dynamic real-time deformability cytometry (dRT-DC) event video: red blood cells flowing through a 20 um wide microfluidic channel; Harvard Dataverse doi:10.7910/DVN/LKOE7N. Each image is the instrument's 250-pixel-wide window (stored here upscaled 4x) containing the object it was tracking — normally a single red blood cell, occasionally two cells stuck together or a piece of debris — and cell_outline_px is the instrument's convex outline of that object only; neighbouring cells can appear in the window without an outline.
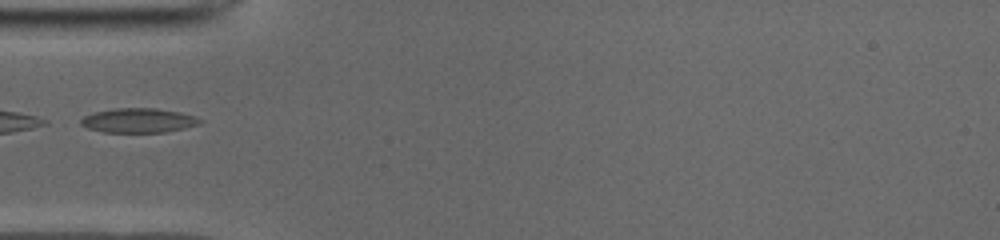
{"species": "common noctule bat (a hibernating species)", "species_latin": "Nyctalus noctula", "temperature_condition": "cold", "stored_images_in_passage": 27, "camera_frame_rate_fps": 3000, "um_per_image_px": 0.085, "animal": {"sex": "male", "body_mass_g": 19.0, "forearm_length_mm": 50.8}, "frame": {"image": 1, "passage_image": 1, "time_ms": 0.0, "image_size_px": [1000, 240], "cell_outline_px": [[204, 120], [200, 124], [184, 128], [164, 132], [104, 132], [88, 128], [80, 124], [80, 120], [84, 116], [96, 112], [116, 108], [156, 108], [180, 112], [196, 116]], "centroid_in_image_um": [11.81, 10.23], "position_along_channel_um": 73.2, "area_um2": 16.94}}